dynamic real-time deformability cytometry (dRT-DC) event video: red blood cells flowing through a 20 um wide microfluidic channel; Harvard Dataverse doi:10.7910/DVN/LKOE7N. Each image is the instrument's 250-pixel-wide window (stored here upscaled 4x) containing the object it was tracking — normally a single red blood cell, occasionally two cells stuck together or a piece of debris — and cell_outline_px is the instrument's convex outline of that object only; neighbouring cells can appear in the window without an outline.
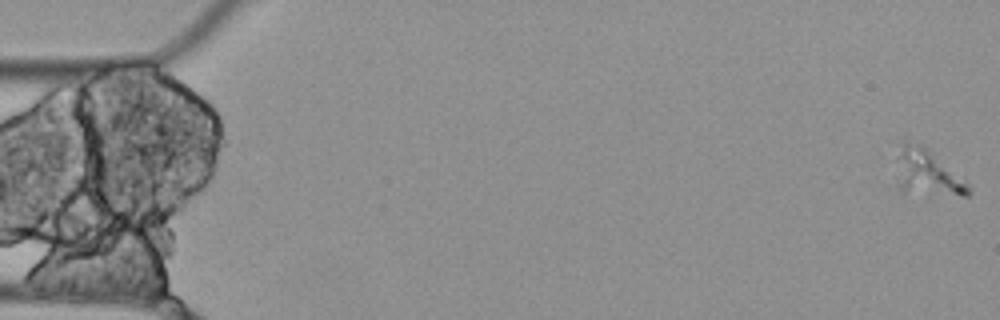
{"species": "Egyptian fruit bat (a non-hibernating species)", "species_latin": "Rousettus aegyptiacus", "temperature_condition": "cold", "stored_images_in_passage": 8, "segment_of_instrument_passage": [1, 2], "camera_frame_rate_fps": 3000, "um_per_image_px": 0.085, "animal": {"sex": "female"}, "frame": {"image": 1, "passage_image": 1, "time_ms": 0.0, "image_size_px": [1000, 320], "cell_outline_px": [[968, 196], [960, 196], [904, 188], [896, 184], [900, 140], [908, 140], [924, 144], [968, 184]], "centroid_in_image_um": [78.78, 14.56], "position_along_channel_um": 6.2, "area_um2": 18.44}}
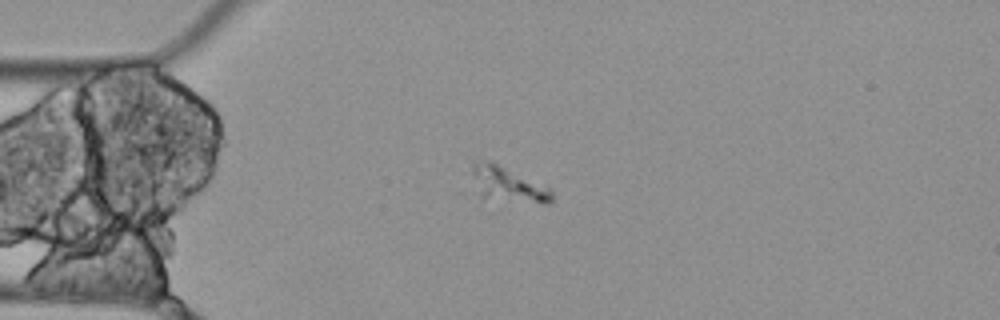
{"frame": {"image": 2, "passage_image": 5, "time_ms": 1.333, "image_size_px": [1000, 320], "cell_outline_px": [[552, 200], [548, 204], [544, 204], [480, 196], [476, 192], [472, 172], [472, 160], [492, 160], [552, 188]], "centroid_in_image_um": [43.16, 15.62], "position_along_channel_um": 41.8, "area_um2": 16.53}}